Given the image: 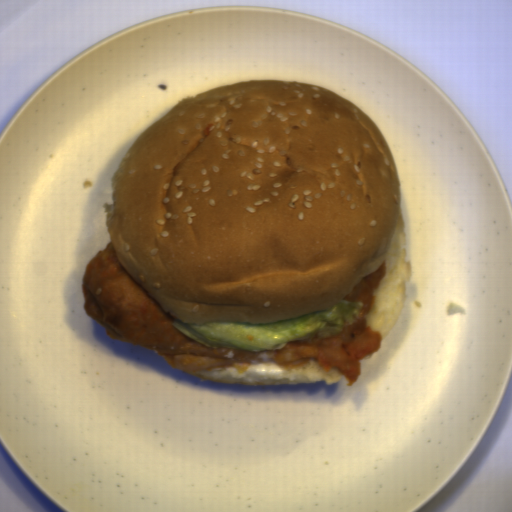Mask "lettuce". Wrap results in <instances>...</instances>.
Returning <instances> with one entry per match:
<instances>
[{
  "label": "lettuce",
  "mask_w": 512,
  "mask_h": 512,
  "mask_svg": "<svg viewBox=\"0 0 512 512\" xmlns=\"http://www.w3.org/2000/svg\"><path fill=\"white\" fill-rule=\"evenodd\" d=\"M363 303L339 299L325 310L269 322L187 323L175 319L178 331L202 345L253 350L280 349L287 343L336 336L356 322Z\"/></svg>",
  "instance_id": "lettuce-1"
}]
</instances>
